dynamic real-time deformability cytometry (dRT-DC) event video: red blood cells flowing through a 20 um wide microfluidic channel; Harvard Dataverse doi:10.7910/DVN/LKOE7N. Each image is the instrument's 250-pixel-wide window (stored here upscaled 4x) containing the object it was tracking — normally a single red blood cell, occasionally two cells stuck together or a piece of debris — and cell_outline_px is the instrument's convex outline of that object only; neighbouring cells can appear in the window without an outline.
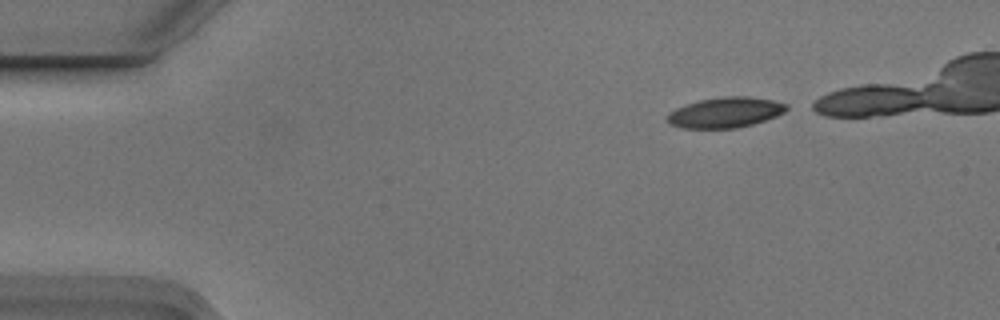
{"species": "Egyptian fruit bat (a non-hibernating species)", "species_latin": "Rousettus aegyptiacus", "temperature_condition": "cold", "stored_images_in_passage": 5, "camera_frame_rate_fps": 3000, "um_per_image_px": 0.085, "animal": {"sex": "male"}, "frame": {"image": 1, "passage_image": 1, "time_ms": 0.0, "image_size_px": [1000, 320], "cell_outline_px": [[788, 108], [784, 112], [776, 116], [752, 124], [736, 128], [680, 128], [668, 124], [668, 116], [676, 108], [684, 104], [700, 100], [724, 96], [748, 96], [772, 100], [788, 104]], "centroid_in_image_um": [61.65, 9.55], "position_along_channel_um": 23.3, "area_um2": 21.04}}